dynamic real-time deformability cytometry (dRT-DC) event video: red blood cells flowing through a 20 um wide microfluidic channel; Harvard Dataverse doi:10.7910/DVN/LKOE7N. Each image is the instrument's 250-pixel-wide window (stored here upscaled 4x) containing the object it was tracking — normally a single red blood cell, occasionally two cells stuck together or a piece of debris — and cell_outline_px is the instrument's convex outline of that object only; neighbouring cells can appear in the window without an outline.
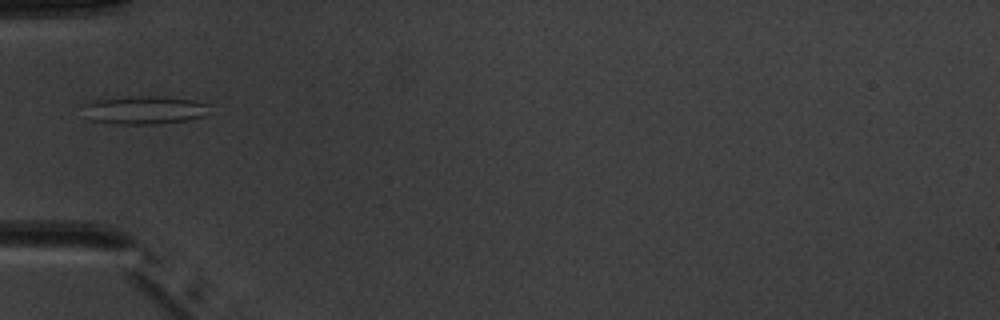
{"species": "common noctule bat (a hibernating species)", "species_latin": "Nyctalus noctula", "temperature_condition": "warm", "stored_images_in_passage": 6, "camera_frame_rate_fps": 3000, "um_per_image_px": 0.085, "animal": {"sex": "male", "body_mass_g": 20.1, "forearm_length_mm": 53.5}, "frame": {"image": 1, "passage_image": 5, "time_ms": 5.667, "image_size_px": [1000, 320], "cell_outline_px": [[208, 104], [200, 116], [188, 120], [156, 124], [116, 124], [92, 120], [80, 104], [92, 100], [136, 96], [160, 96], [196, 100]], "centroid_in_image_um": [12.19, 9.34], "position_along_channel_um": 72.8, "area_um2": 20.52}}
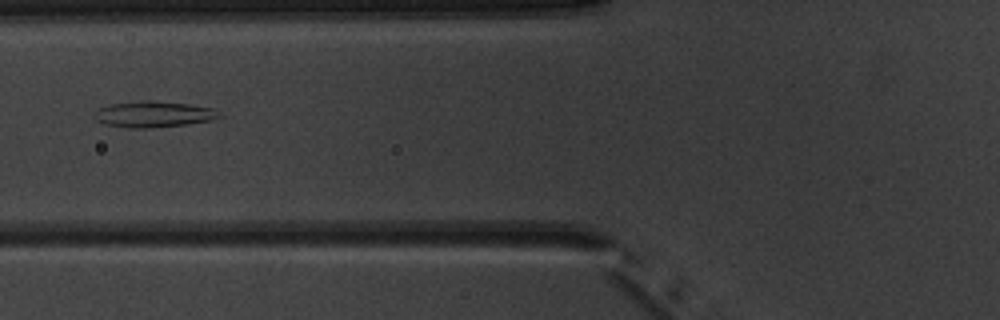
{"frame": {"image": 2, "passage_image": 6, "time_ms": 6.667, "image_size_px": [1000, 320], "cell_outline_px": [[220, 116], [212, 120], [188, 124], [148, 128], [128, 128], [104, 124], [96, 120], [92, 112], [100, 108], [112, 104], [140, 100], [148, 100], [192, 104], [212, 108], [220, 112]], "centroid_in_image_um": [13.04, 9.71], "position_along_channel_um": 112.8, "area_um2": 19.07}}